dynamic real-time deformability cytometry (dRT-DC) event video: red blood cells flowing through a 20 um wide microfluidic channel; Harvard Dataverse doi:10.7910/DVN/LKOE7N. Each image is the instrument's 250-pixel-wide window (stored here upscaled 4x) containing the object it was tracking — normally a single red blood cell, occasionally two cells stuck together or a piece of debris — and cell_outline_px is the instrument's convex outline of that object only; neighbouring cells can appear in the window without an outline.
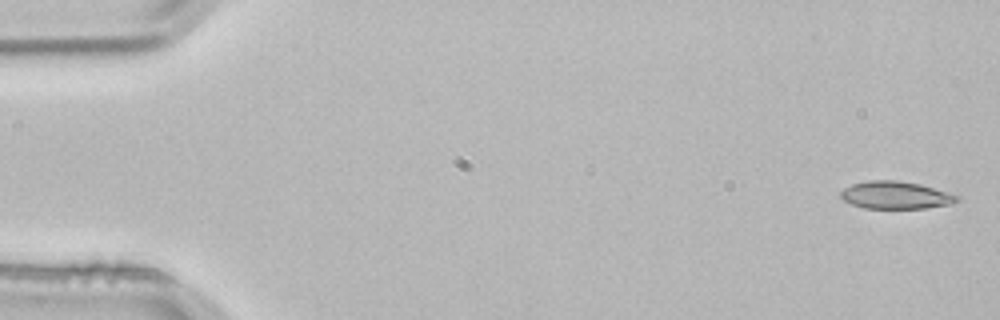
{"species": "common noctule bat (a hibernating species)", "species_latin": "Nyctalus noctula", "temperature_condition": "room temperature", "stored_images_in_passage": 3, "camera_frame_rate_fps": 3000, "um_per_image_px": 0.085, "animal": {"sex": "male", "body_mass_g": 21.5, "forearm_length_mm": 52.0}, "frame": {"image": 1, "passage_image": 1, "time_ms": 0.0, "image_size_px": [1000, 320], "cell_outline_px": [[960, 200], [952, 204], [924, 208], [864, 208], [852, 204], [844, 200], [840, 196], [840, 192], [844, 188], [852, 184], [868, 180], [896, 180], [920, 184], [956, 196]], "centroid_in_image_um": [76.07, 16.59], "position_along_channel_um": 8.9, "area_um2": 18.38}}
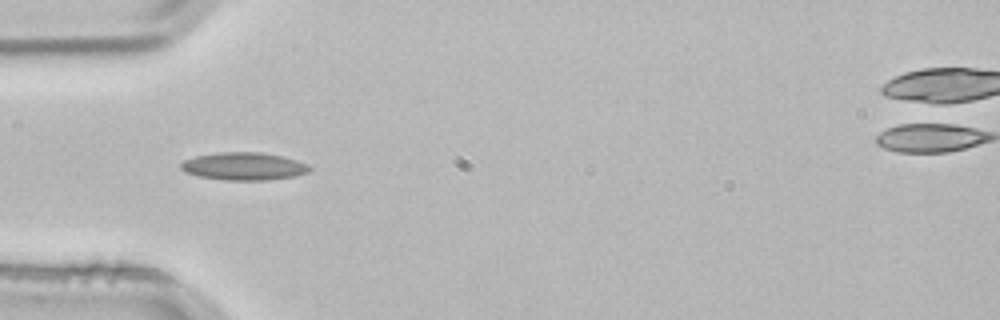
{"frame": {"image": 2, "passage_image": 3, "time_ms": 0.667, "image_size_px": [1000, 320], "cell_outline_px": [[312, 168], [308, 172], [296, 176], [268, 180], [224, 180], [200, 176], [184, 172], [180, 168], [180, 164], [184, 160], [196, 156], [216, 152], [260, 152], [284, 156], [308, 164]], "centroid_in_image_um": [20.74, 14.13], "position_along_channel_um": 64.3, "area_um2": 20.92}}